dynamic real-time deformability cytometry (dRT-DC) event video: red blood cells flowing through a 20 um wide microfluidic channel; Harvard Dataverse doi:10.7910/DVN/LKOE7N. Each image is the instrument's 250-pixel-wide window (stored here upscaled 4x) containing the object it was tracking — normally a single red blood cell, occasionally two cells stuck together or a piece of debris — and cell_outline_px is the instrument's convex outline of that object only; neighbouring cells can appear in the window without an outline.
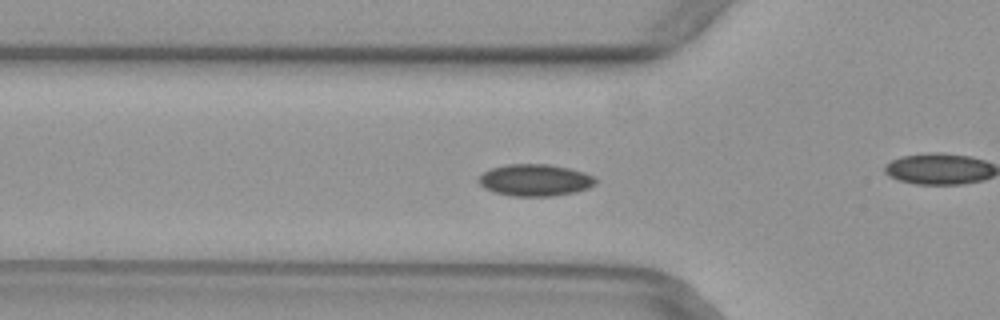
{"species": "common noctule bat (a hibernating species)", "species_latin": "Nyctalus noctula", "temperature_condition": "warm", "stored_images_in_passage": 50, "camera_frame_rate_fps": 3000, "um_per_image_px": 0.085, "animal": {"sex": "female", "body_mass_g": 29.2, "forearm_length_mm": 56.3}, "frame": {"image": 1, "passage_image": 15, "time_ms": 4.667, "image_size_px": [1000, 320], "cell_outline_px": [[596, 184], [588, 188], [576, 192], [552, 196], [512, 196], [492, 192], [484, 188], [476, 180], [484, 172], [492, 168], [508, 164], [548, 164], [568, 168], [584, 172], [596, 176]], "centroid_in_image_um": [45.49, 15.31], "position_along_channel_um": 80.3, "area_um2": 21.85}}
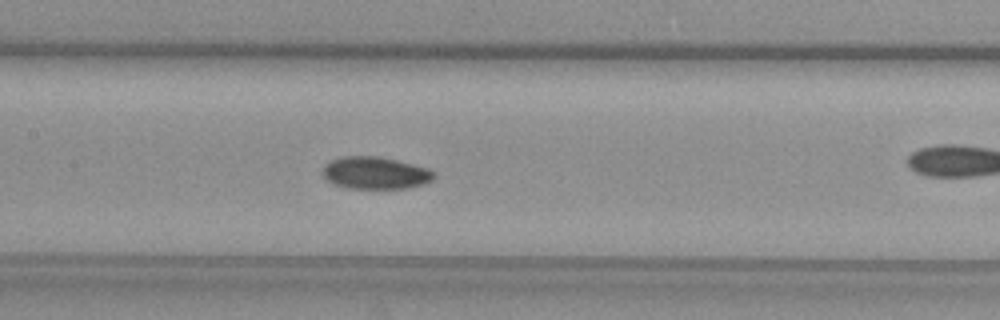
{"frame": {"image": 2, "passage_image": 22, "time_ms": 7.0, "image_size_px": [1000, 320], "cell_outline_px": [[436, 176], [432, 180], [424, 184], [408, 188], [348, 188], [332, 184], [324, 180], [324, 164], [332, 160], [344, 156], [376, 156], [396, 160], [428, 168], [436, 172]], "centroid_in_image_um": [31.91, 14.71], "position_along_channel_um": 175.5, "area_um2": 20.98}}
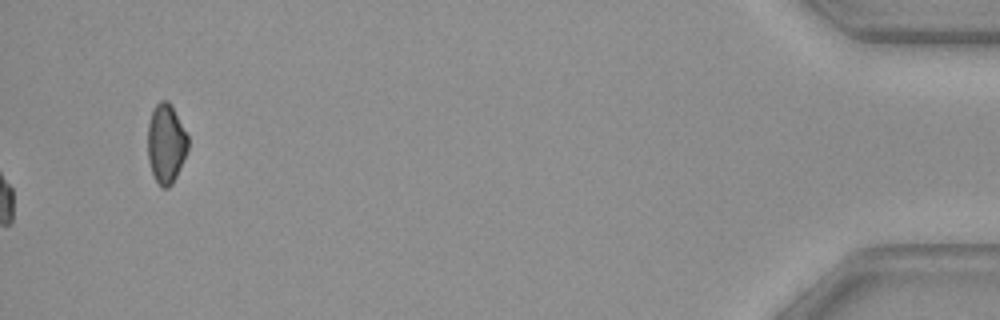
{"frame": {"image": 3, "passage_image": 50, "time_ms": 16.333, "image_size_px": [1000, 320], "cell_outline_px": [[188, 148], [176, 176], [172, 184], [168, 188], [160, 188], [152, 172], [148, 160], [148, 124], [152, 108], [160, 100], [168, 100], [172, 104], [188, 136]], "centroid_in_image_um": [14.1, 12.17], "position_along_channel_um": 421.1, "area_um2": 18.73}}